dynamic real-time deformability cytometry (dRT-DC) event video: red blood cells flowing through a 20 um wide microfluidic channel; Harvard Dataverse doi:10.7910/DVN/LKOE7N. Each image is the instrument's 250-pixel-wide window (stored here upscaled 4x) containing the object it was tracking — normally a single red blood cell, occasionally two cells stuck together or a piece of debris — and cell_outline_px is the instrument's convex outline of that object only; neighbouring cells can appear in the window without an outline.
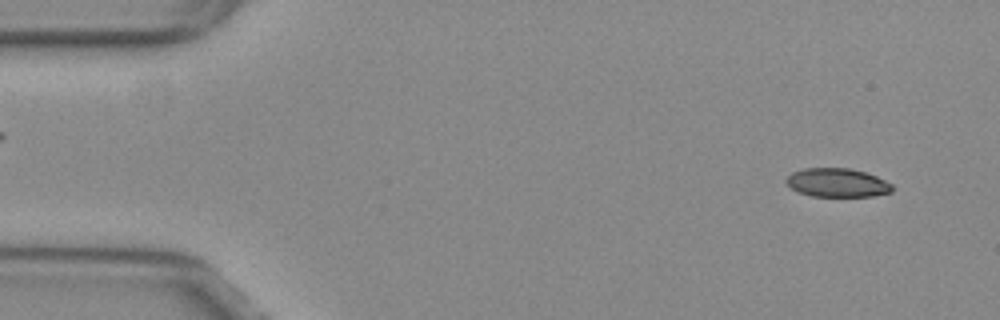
{"species": "common noctule bat (a hibernating species)", "species_latin": "Nyctalus noctula", "temperature_condition": "warm", "stored_images_in_passage": 52, "camera_frame_rate_fps": 3000, "um_per_image_px": 0.085, "animal": {"sex": "female", "body_mass_g": 29.2, "forearm_length_mm": 56.3}, "frame": {"image": 1, "passage_image": 3, "time_ms": 0.667, "image_size_px": [1000, 320], "cell_outline_px": [[896, 188], [892, 192], [872, 196], [812, 196], [800, 192], [792, 188], [784, 180], [792, 172], [804, 168], [848, 168], [864, 172], [876, 176], [892, 184]], "centroid_in_image_um": [71.19, 15.53], "position_along_channel_um": 13.8, "area_um2": 17.69}}
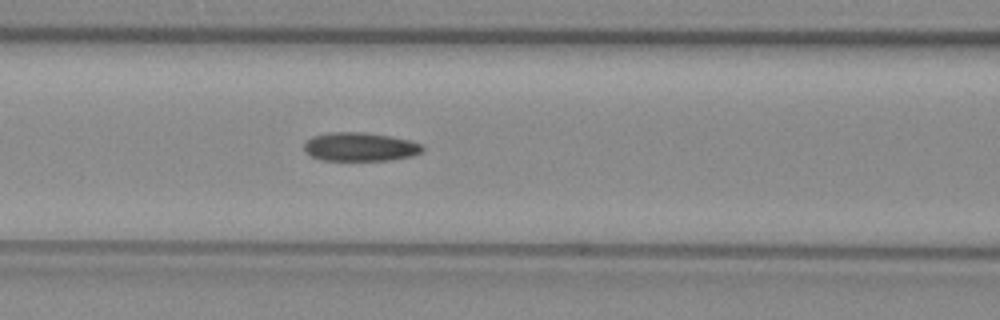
{"frame": {"image": 2, "passage_image": 21, "time_ms": 6.667, "image_size_px": [1000, 320], "cell_outline_px": [[424, 152], [412, 156], [388, 160], [320, 160], [304, 152], [304, 144], [312, 136], [328, 132], [364, 132], [388, 136], [408, 140], [420, 144], [424, 148]], "centroid_in_image_um": [30.58, 12.48], "position_along_channel_um": 136.0, "area_um2": 19.77}}
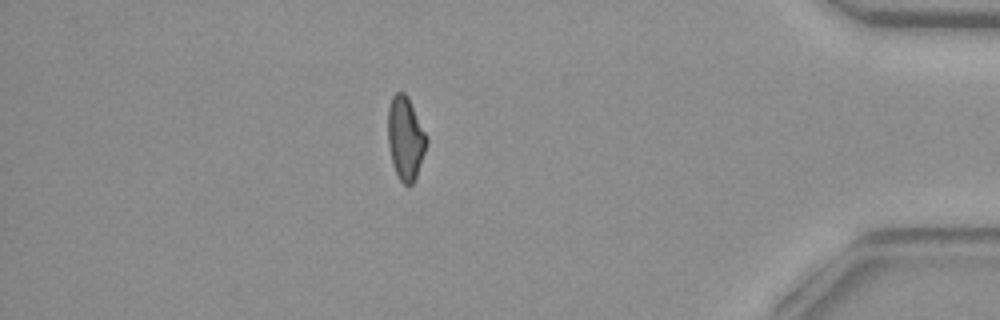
{"frame": {"image": 3, "passage_image": 45, "time_ms": 14.667, "image_size_px": [1000, 320], "cell_outline_px": [[428, 140], [416, 176], [412, 184], [408, 188], [400, 180], [392, 164], [388, 144], [388, 108], [392, 96], [396, 92], [404, 92], [408, 96], [428, 136]], "centroid_in_image_um": [34.46, 11.73], "position_along_channel_um": 400.7, "area_um2": 18.84}, "authors_computed_cell_mechanics": {"area_um2": 19.363, "velocity_mm_per_s": 3.8849, "shape_relaxation_time_tau1_ms": null, "shape_relaxation_time_tau2_ms": 4.1106, "deformation_change_tau1": null, "deformation_change_tau2": 0.1144}}